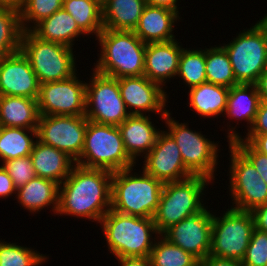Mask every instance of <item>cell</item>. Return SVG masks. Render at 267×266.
<instances>
[{"mask_svg": "<svg viewBox=\"0 0 267 266\" xmlns=\"http://www.w3.org/2000/svg\"><path fill=\"white\" fill-rule=\"evenodd\" d=\"M113 172L75 165L59 185L56 215L88 219L99 224L111 209Z\"/></svg>", "mask_w": 267, "mask_h": 266, "instance_id": "1", "label": "cell"}, {"mask_svg": "<svg viewBox=\"0 0 267 266\" xmlns=\"http://www.w3.org/2000/svg\"><path fill=\"white\" fill-rule=\"evenodd\" d=\"M99 224L108 251L115 258L149 257L160 235L153 218L122 214L112 209L102 217Z\"/></svg>", "mask_w": 267, "mask_h": 266, "instance_id": "2", "label": "cell"}, {"mask_svg": "<svg viewBox=\"0 0 267 266\" xmlns=\"http://www.w3.org/2000/svg\"><path fill=\"white\" fill-rule=\"evenodd\" d=\"M96 40L101 48L96 72L117 79L144 75L146 44L133 31L103 28Z\"/></svg>", "mask_w": 267, "mask_h": 266, "instance_id": "3", "label": "cell"}, {"mask_svg": "<svg viewBox=\"0 0 267 266\" xmlns=\"http://www.w3.org/2000/svg\"><path fill=\"white\" fill-rule=\"evenodd\" d=\"M134 168L113 172L111 209L122 214L153 218L164 183L143 170L135 172Z\"/></svg>", "mask_w": 267, "mask_h": 266, "instance_id": "4", "label": "cell"}, {"mask_svg": "<svg viewBox=\"0 0 267 266\" xmlns=\"http://www.w3.org/2000/svg\"><path fill=\"white\" fill-rule=\"evenodd\" d=\"M210 183L212 185L213 181L199 175L164 183L159 205L153 216L158 233L162 234L170 226L202 211L206 207L203 195Z\"/></svg>", "mask_w": 267, "mask_h": 266, "instance_id": "5", "label": "cell"}, {"mask_svg": "<svg viewBox=\"0 0 267 266\" xmlns=\"http://www.w3.org/2000/svg\"><path fill=\"white\" fill-rule=\"evenodd\" d=\"M85 168L105 169L111 172L136 167L125 150L118 126L87 120L84 147L75 161Z\"/></svg>", "mask_w": 267, "mask_h": 266, "instance_id": "6", "label": "cell"}, {"mask_svg": "<svg viewBox=\"0 0 267 266\" xmlns=\"http://www.w3.org/2000/svg\"><path fill=\"white\" fill-rule=\"evenodd\" d=\"M251 26L227 44H220L229 56L238 83L256 84L267 68V28L259 20Z\"/></svg>", "mask_w": 267, "mask_h": 266, "instance_id": "7", "label": "cell"}, {"mask_svg": "<svg viewBox=\"0 0 267 266\" xmlns=\"http://www.w3.org/2000/svg\"><path fill=\"white\" fill-rule=\"evenodd\" d=\"M163 121L167 128L165 130L174 138L180 149L185 167L193 175L204 176L211 181L217 179L215 175L220 162L218 153L221 152L219 142L206 138L201 131L189 128L187 121L179 123L170 111L166 113Z\"/></svg>", "mask_w": 267, "mask_h": 266, "instance_id": "8", "label": "cell"}, {"mask_svg": "<svg viewBox=\"0 0 267 266\" xmlns=\"http://www.w3.org/2000/svg\"><path fill=\"white\" fill-rule=\"evenodd\" d=\"M73 49L41 40L31 31L22 33L20 50L29 59L40 84L64 80L76 73L77 59Z\"/></svg>", "mask_w": 267, "mask_h": 266, "instance_id": "9", "label": "cell"}, {"mask_svg": "<svg viewBox=\"0 0 267 266\" xmlns=\"http://www.w3.org/2000/svg\"><path fill=\"white\" fill-rule=\"evenodd\" d=\"M221 212L219 217L213 212L209 255L241 261L255 229L252 212L231 207Z\"/></svg>", "mask_w": 267, "mask_h": 266, "instance_id": "10", "label": "cell"}, {"mask_svg": "<svg viewBox=\"0 0 267 266\" xmlns=\"http://www.w3.org/2000/svg\"><path fill=\"white\" fill-rule=\"evenodd\" d=\"M86 81L85 117L99 124L119 126L131 114L120 95L118 79L91 68Z\"/></svg>", "mask_w": 267, "mask_h": 266, "instance_id": "11", "label": "cell"}, {"mask_svg": "<svg viewBox=\"0 0 267 266\" xmlns=\"http://www.w3.org/2000/svg\"><path fill=\"white\" fill-rule=\"evenodd\" d=\"M228 178L231 208L252 212L267 203V183L255 167L231 144L228 143Z\"/></svg>", "mask_w": 267, "mask_h": 266, "instance_id": "12", "label": "cell"}, {"mask_svg": "<svg viewBox=\"0 0 267 266\" xmlns=\"http://www.w3.org/2000/svg\"><path fill=\"white\" fill-rule=\"evenodd\" d=\"M87 128L85 115H40L37 139L67 153L75 161L80 157Z\"/></svg>", "mask_w": 267, "mask_h": 266, "instance_id": "13", "label": "cell"}, {"mask_svg": "<svg viewBox=\"0 0 267 266\" xmlns=\"http://www.w3.org/2000/svg\"><path fill=\"white\" fill-rule=\"evenodd\" d=\"M86 82L73 76L40 84L38 109L40 115H85Z\"/></svg>", "mask_w": 267, "mask_h": 266, "instance_id": "14", "label": "cell"}, {"mask_svg": "<svg viewBox=\"0 0 267 266\" xmlns=\"http://www.w3.org/2000/svg\"><path fill=\"white\" fill-rule=\"evenodd\" d=\"M208 205L194 214L170 226L161 235L169 242L181 247L199 261L210 253L213 212Z\"/></svg>", "mask_w": 267, "mask_h": 266, "instance_id": "15", "label": "cell"}, {"mask_svg": "<svg viewBox=\"0 0 267 266\" xmlns=\"http://www.w3.org/2000/svg\"><path fill=\"white\" fill-rule=\"evenodd\" d=\"M120 95L131 115H159L162 122L169 111L168 94L159 84L149 80L145 75L118 78ZM151 112V113H150Z\"/></svg>", "mask_w": 267, "mask_h": 266, "instance_id": "16", "label": "cell"}, {"mask_svg": "<svg viewBox=\"0 0 267 266\" xmlns=\"http://www.w3.org/2000/svg\"><path fill=\"white\" fill-rule=\"evenodd\" d=\"M143 158L141 170L163 183L180 181L193 175L185 167L174 138L165 129L160 131L155 145Z\"/></svg>", "mask_w": 267, "mask_h": 266, "instance_id": "17", "label": "cell"}, {"mask_svg": "<svg viewBox=\"0 0 267 266\" xmlns=\"http://www.w3.org/2000/svg\"><path fill=\"white\" fill-rule=\"evenodd\" d=\"M39 89L37 76L21 50L0 58V95L38 99Z\"/></svg>", "mask_w": 267, "mask_h": 266, "instance_id": "18", "label": "cell"}, {"mask_svg": "<svg viewBox=\"0 0 267 266\" xmlns=\"http://www.w3.org/2000/svg\"><path fill=\"white\" fill-rule=\"evenodd\" d=\"M260 102L261 98L256 84L239 83L229 89L226 111L223 116L224 120L225 117L228 118V122L226 121V137L228 138V143L242 138L240 132L236 131L237 127H239L237 125H240V121L241 123L242 121H244V123L247 122V127H244L247 128V132L249 131L256 118ZM233 119L235 121L238 120L234 127L231 123Z\"/></svg>", "mask_w": 267, "mask_h": 266, "instance_id": "19", "label": "cell"}, {"mask_svg": "<svg viewBox=\"0 0 267 266\" xmlns=\"http://www.w3.org/2000/svg\"><path fill=\"white\" fill-rule=\"evenodd\" d=\"M182 45L176 39L146 44L144 75L165 89L166 83L177 76Z\"/></svg>", "mask_w": 267, "mask_h": 266, "instance_id": "20", "label": "cell"}, {"mask_svg": "<svg viewBox=\"0 0 267 266\" xmlns=\"http://www.w3.org/2000/svg\"><path fill=\"white\" fill-rule=\"evenodd\" d=\"M151 115H130L119 126L124 147L129 157L139 163L155 145L160 128L153 124ZM156 127V128H155Z\"/></svg>", "mask_w": 267, "mask_h": 266, "instance_id": "21", "label": "cell"}, {"mask_svg": "<svg viewBox=\"0 0 267 266\" xmlns=\"http://www.w3.org/2000/svg\"><path fill=\"white\" fill-rule=\"evenodd\" d=\"M179 20L177 12L146 4L133 32L145 44L168 42L177 39L173 31Z\"/></svg>", "mask_w": 267, "mask_h": 266, "instance_id": "22", "label": "cell"}, {"mask_svg": "<svg viewBox=\"0 0 267 266\" xmlns=\"http://www.w3.org/2000/svg\"><path fill=\"white\" fill-rule=\"evenodd\" d=\"M30 157L37 177L53 180L59 185L76 165L75 160L67 153L43 144L38 139L34 143Z\"/></svg>", "mask_w": 267, "mask_h": 266, "instance_id": "23", "label": "cell"}, {"mask_svg": "<svg viewBox=\"0 0 267 266\" xmlns=\"http://www.w3.org/2000/svg\"><path fill=\"white\" fill-rule=\"evenodd\" d=\"M59 184L53 180L34 177L26 185L19 187L14 198L19 206L30 213L38 214L51 208L56 215L58 210Z\"/></svg>", "mask_w": 267, "mask_h": 266, "instance_id": "24", "label": "cell"}, {"mask_svg": "<svg viewBox=\"0 0 267 266\" xmlns=\"http://www.w3.org/2000/svg\"><path fill=\"white\" fill-rule=\"evenodd\" d=\"M30 31L41 40L63 44L71 48L74 47L75 40L78 41L79 37L85 35L64 8L56 11L50 17L42 19Z\"/></svg>", "mask_w": 267, "mask_h": 266, "instance_id": "25", "label": "cell"}, {"mask_svg": "<svg viewBox=\"0 0 267 266\" xmlns=\"http://www.w3.org/2000/svg\"><path fill=\"white\" fill-rule=\"evenodd\" d=\"M40 113L37 99L0 95V126L38 129Z\"/></svg>", "mask_w": 267, "mask_h": 266, "instance_id": "26", "label": "cell"}, {"mask_svg": "<svg viewBox=\"0 0 267 266\" xmlns=\"http://www.w3.org/2000/svg\"><path fill=\"white\" fill-rule=\"evenodd\" d=\"M229 89L224 86L215 85L213 83L205 82L198 86L190 88L187 98V106H189L194 113L205 119L218 118L224 116L226 111L227 99ZM222 114V115H221Z\"/></svg>", "mask_w": 267, "mask_h": 266, "instance_id": "27", "label": "cell"}, {"mask_svg": "<svg viewBox=\"0 0 267 266\" xmlns=\"http://www.w3.org/2000/svg\"><path fill=\"white\" fill-rule=\"evenodd\" d=\"M145 6L146 0H106L102 3L103 28L133 31Z\"/></svg>", "mask_w": 267, "mask_h": 266, "instance_id": "28", "label": "cell"}, {"mask_svg": "<svg viewBox=\"0 0 267 266\" xmlns=\"http://www.w3.org/2000/svg\"><path fill=\"white\" fill-rule=\"evenodd\" d=\"M37 140V129L0 126V162L28 157Z\"/></svg>", "mask_w": 267, "mask_h": 266, "instance_id": "29", "label": "cell"}, {"mask_svg": "<svg viewBox=\"0 0 267 266\" xmlns=\"http://www.w3.org/2000/svg\"><path fill=\"white\" fill-rule=\"evenodd\" d=\"M63 8L86 37L94 35L97 38L103 30L102 4L98 0H63Z\"/></svg>", "mask_w": 267, "mask_h": 266, "instance_id": "30", "label": "cell"}, {"mask_svg": "<svg viewBox=\"0 0 267 266\" xmlns=\"http://www.w3.org/2000/svg\"><path fill=\"white\" fill-rule=\"evenodd\" d=\"M205 71L207 82L231 88L239 84L233 73L229 56L219 44L206 48Z\"/></svg>", "mask_w": 267, "mask_h": 266, "instance_id": "31", "label": "cell"}, {"mask_svg": "<svg viewBox=\"0 0 267 266\" xmlns=\"http://www.w3.org/2000/svg\"><path fill=\"white\" fill-rule=\"evenodd\" d=\"M22 33L19 8L0 5V58L20 51Z\"/></svg>", "mask_w": 267, "mask_h": 266, "instance_id": "32", "label": "cell"}, {"mask_svg": "<svg viewBox=\"0 0 267 266\" xmlns=\"http://www.w3.org/2000/svg\"><path fill=\"white\" fill-rule=\"evenodd\" d=\"M177 78L183 81L188 89L207 82L205 71V48L184 47L180 54Z\"/></svg>", "mask_w": 267, "mask_h": 266, "instance_id": "33", "label": "cell"}, {"mask_svg": "<svg viewBox=\"0 0 267 266\" xmlns=\"http://www.w3.org/2000/svg\"><path fill=\"white\" fill-rule=\"evenodd\" d=\"M149 259L151 266H199V260L161 234L155 240Z\"/></svg>", "mask_w": 267, "mask_h": 266, "instance_id": "34", "label": "cell"}, {"mask_svg": "<svg viewBox=\"0 0 267 266\" xmlns=\"http://www.w3.org/2000/svg\"><path fill=\"white\" fill-rule=\"evenodd\" d=\"M4 240H0V266H41L49 261V255L41 254L35 248Z\"/></svg>", "mask_w": 267, "mask_h": 266, "instance_id": "35", "label": "cell"}, {"mask_svg": "<svg viewBox=\"0 0 267 266\" xmlns=\"http://www.w3.org/2000/svg\"><path fill=\"white\" fill-rule=\"evenodd\" d=\"M63 8V0H25L19 7L23 31H30L42 19Z\"/></svg>", "mask_w": 267, "mask_h": 266, "instance_id": "36", "label": "cell"}, {"mask_svg": "<svg viewBox=\"0 0 267 266\" xmlns=\"http://www.w3.org/2000/svg\"><path fill=\"white\" fill-rule=\"evenodd\" d=\"M241 263L244 266H267V232L253 230Z\"/></svg>", "mask_w": 267, "mask_h": 266, "instance_id": "37", "label": "cell"}, {"mask_svg": "<svg viewBox=\"0 0 267 266\" xmlns=\"http://www.w3.org/2000/svg\"><path fill=\"white\" fill-rule=\"evenodd\" d=\"M1 163L17 189L36 177L30 156L7 160Z\"/></svg>", "mask_w": 267, "mask_h": 266, "instance_id": "38", "label": "cell"}, {"mask_svg": "<svg viewBox=\"0 0 267 266\" xmlns=\"http://www.w3.org/2000/svg\"><path fill=\"white\" fill-rule=\"evenodd\" d=\"M231 144L255 167L260 177L267 183V155L258 152L242 138L232 141Z\"/></svg>", "mask_w": 267, "mask_h": 266, "instance_id": "39", "label": "cell"}, {"mask_svg": "<svg viewBox=\"0 0 267 266\" xmlns=\"http://www.w3.org/2000/svg\"><path fill=\"white\" fill-rule=\"evenodd\" d=\"M267 134V103L260 102L256 118L246 135Z\"/></svg>", "mask_w": 267, "mask_h": 266, "instance_id": "40", "label": "cell"}, {"mask_svg": "<svg viewBox=\"0 0 267 266\" xmlns=\"http://www.w3.org/2000/svg\"><path fill=\"white\" fill-rule=\"evenodd\" d=\"M17 188L14 186V183L7 173V171L0 165V198H7L9 196L16 195Z\"/></svg>", "mask_w": 267, "mask_h": 266, "instance_id": "41", "label": "cell"}, {"mask_svg": "<svg viewBox=\"0 0 267 266\" xmlns=\"http://www.w3.org/2000/svg\"><path fill=\"white\" fill-rule=\"evenodd\" d=\"M199 266H244L241 261L207 255L199 261Z\"/></svg>", "mask_w": 267, "mask_h": 266, "instance_id": "42", "label": "cell"}, {"mask_svg": "<svg viewBox=\"0 0 267 266\" xmlns=\"http://www.w3.org/2000/svg\"><path fill=\"white\" fill-rule=\"evenodd\" d=\"M255 228L262 232H267V203L252 211Z\"/></svg>", "mask_w": 267, "mask_h": 266, "instance_id": "43", "label": "cell"}, {"mask_svg": "<svg viewBox=\"0 0 267 266\" xmlns=\"http://www.w3.org/2000/svg\"><path fill=\"white\" fill-rule=\"evenodd\" d=\"M243 137L242 139L249 142L258 152L267 155V134L246 136L244 134Z\"/></svg>", "mask_w": 267, "mask_h": 266, "instance_id": "44", "label": "cell"}, {"mask_svg": "<svg viewBox=\"0 0 267 266\" xmlns=\"http://www.w3.org/2000/svg\"><path fill=\"white\" fill-rule=\"evenodd\" d=\"M120 266H151L149 257H121L115 258Z\"/></svg>", "mask_w": 267, "mask_h": 266, "instance_id": "45", "label": "cell"}, {"mask_svg": "<svg viewBox=\"0 0 267 266\" xmlns=\"http://www.w3.org/2000/svg\"><path fill=\"white\" fill-rule=\"evenodd\" d=\"M179 0H146V4L150 6L165 8L174 12L179 13V4H177Z\"/></svg>", "mask_w": 267, "mask_h": 266, "instance_id": "46", "label": "cell"}, {"mask_svg": "<svg viewBox=\"0 0 267 266\" xmlns=\"http://www.w3.org/2000/svg\"><path fill=\"white\" fill-rule=\"evenodd\" d=\"M256 85L260 94L261 101L267 103V68L260 75Z\"/></svg>", "mask_w": 267, "mask_h": 266, "instance_id": "47", "label": "cell"}, {"mask_svg": "<svg viewBox=\"0 0 267 266\" xmlns=\"http://www.w3.org/2000/svg\"><path fill=\"white\" fill-rule=\"evenodd\" d=\"M25 0H2V5L13 6L19 8Z\"/></svg>", "mask_w": 267, "mask_h": 266, "instance_id": "48", "label": "cell"}, {"mask_svg": "<svg viewBox=\"0 0 267 266\" xmlns=\"http://www.w3.org/2000/svg\"><path fill=\"white\" fill-rule=\"evenodd\" d=\"M259 21L267 28V13L262 19H259Z\"/></svg>", "mask_w": 267, "mask_h": 266, "instance_id": "49", "label": "cell"}, {"mask_svg": "<svg viewBox=\"0 0 267 266\" xmlns=\"http://www.w3.org/2000/svg\"><path fill=\"white\" fill-rule=\"evenodd\" d=\"M101 4L103 3V2H105L106 0H98Z\"/></svg>", "mask_w": 267, "mask_h": 266, "instance_id": "50", "label": "cell"}]
</instances>
